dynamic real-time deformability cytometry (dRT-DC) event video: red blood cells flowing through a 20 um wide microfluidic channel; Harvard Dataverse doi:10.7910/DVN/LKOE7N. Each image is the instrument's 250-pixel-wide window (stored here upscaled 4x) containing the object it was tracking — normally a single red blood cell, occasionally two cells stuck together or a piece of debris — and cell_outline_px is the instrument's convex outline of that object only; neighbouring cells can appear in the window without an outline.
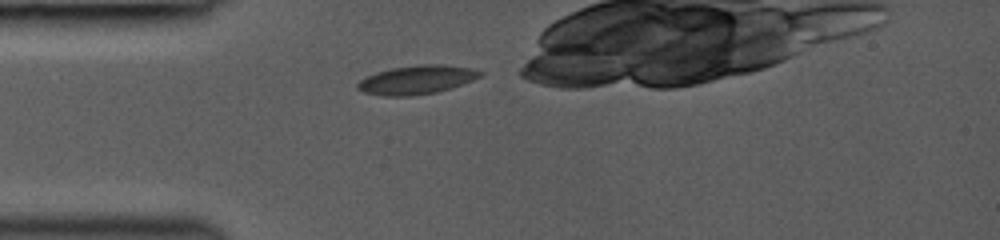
{"species": "common noctule bat (a hibernating species)", "species_latin": "Nyctalus noctula", "temperature_condition": "room temperature", "stored_images_in_passage": 31, "camera_frame_rate_fps": 3000, "um_per_image_px": 0.085, "animal": {"sex": "female", "body_mass_g": 19.0, "forearm_length_mm": 53.3}, "frame": {"image": 1, "passage_image": 1, "time_ms": 0.0, "image_size_px": [1000, 240], "cell_outline_px": [[484, 72], [480, 76], [472, 80], [452, 88], [436, 92], [412, 96], [384, 96], [364, 92], [356, 88], [356, 84], [360, 80], [376, 72], [392, 68], [420, 64], [444, 64], [472, 68]], "centroid_in_image_um": [35.43, 6.78], "position_along_channel_um": 49.6, "area_um2": 20.58}}
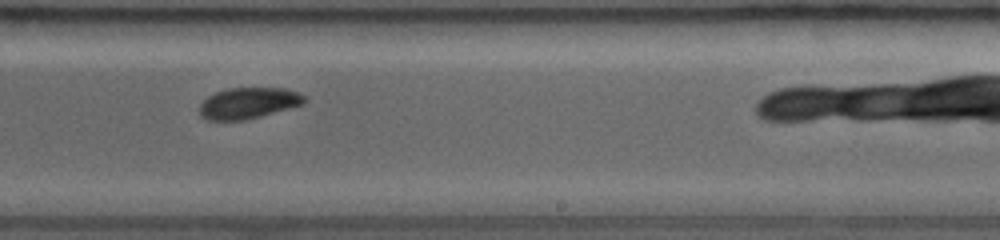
{"frame": {"image": 2, "passage_image": 17, "time_ms": 5.333, "image_size_px": [1000, 240], "cell_outline_px": [[308, 100], [304, 104], [260, 116], [244, 120], [208, 120], [200, 116], [200, 104], [208, 96], [216, 92], [228, 88], [284, 88], [296, 92], [304, 96]], "centroid_in_image_um": [21.11, 8.76], "position_along_channel_um": 267.9, "area_um2": 18.9}}
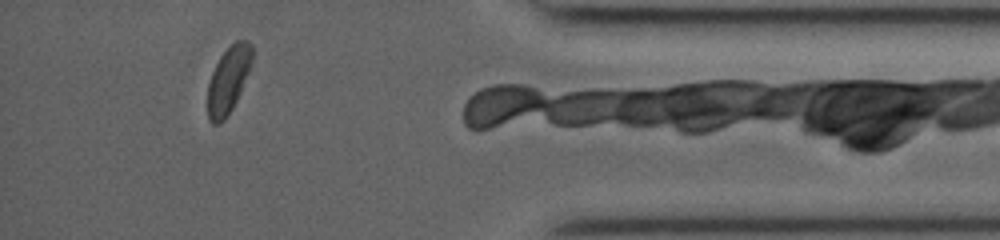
{"frame": {"image": 3, "passage_image": 29, "time_ms": 9.333, "image_size_px": [1000, 240], "cell_outline_px": [[252, 68], [232, 108], [224, 120], [220, 124], [212, 124], [208, 120], [208, 84], [212, 72], [220, 56], [236, 40], [248, 40], [252, 44]], "centroid_in_image_um": [19.43, 6.78], "position_along_channel_um": 415.8, "area_um2": 17.34}, "authors_computed_cell_mechanics": {"area_um2": 19.4786, "velocity_mm_per_s": 4.3031, "shape_relaxation_time_tau1_ms": 2.2839, "shape_relaxation_time_tau2_ms": 6.6593, "deformation_change_tau1": 0.0833, "deformation_change_tau2": 0.0672}}